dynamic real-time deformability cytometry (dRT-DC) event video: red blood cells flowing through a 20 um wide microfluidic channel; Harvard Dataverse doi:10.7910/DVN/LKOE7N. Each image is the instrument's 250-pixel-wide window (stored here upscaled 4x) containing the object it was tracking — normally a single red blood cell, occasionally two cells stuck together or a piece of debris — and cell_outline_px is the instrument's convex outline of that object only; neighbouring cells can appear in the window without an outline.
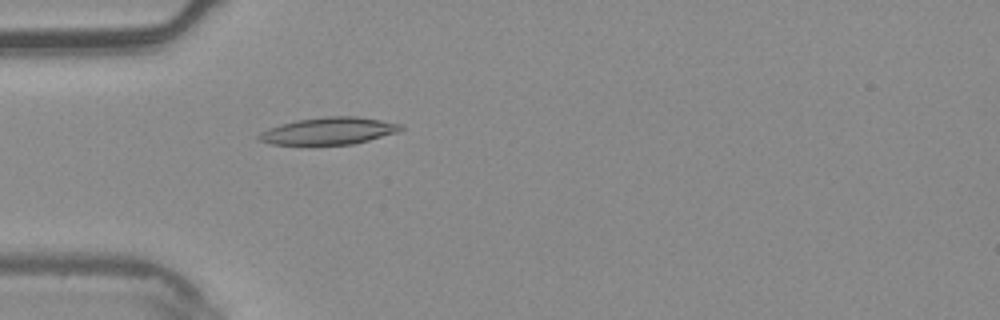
{"species": "common noctule bat (a hibernating species)", "species_latin": "Nyctalus noctula", "temperature_condition": "warm", "stored_images_in_passage": 1, "camera_frame_rate_fps": 3000, "um_per_image_px": 0.085, "animal": {"sex": "male", "body_mass_g": 20.4}, "frame": {"image": 1, "passage_image": 1, "time_ms": 0.0, "image_size_px": [1000, 320], "cell_outline_px": [[404, 128], [400, 132], [352, 144], [312, 148], [272, 144], [256, 140], [256, 136], [260, 132], [268, 128], [280, 124], [296, 120], [328, 116], [356, 116], [404, 124]], "centroid_in_image_um": [27.88, 11.18], "position_along_channel_um": 57.1, "area_um2": 23.64}}